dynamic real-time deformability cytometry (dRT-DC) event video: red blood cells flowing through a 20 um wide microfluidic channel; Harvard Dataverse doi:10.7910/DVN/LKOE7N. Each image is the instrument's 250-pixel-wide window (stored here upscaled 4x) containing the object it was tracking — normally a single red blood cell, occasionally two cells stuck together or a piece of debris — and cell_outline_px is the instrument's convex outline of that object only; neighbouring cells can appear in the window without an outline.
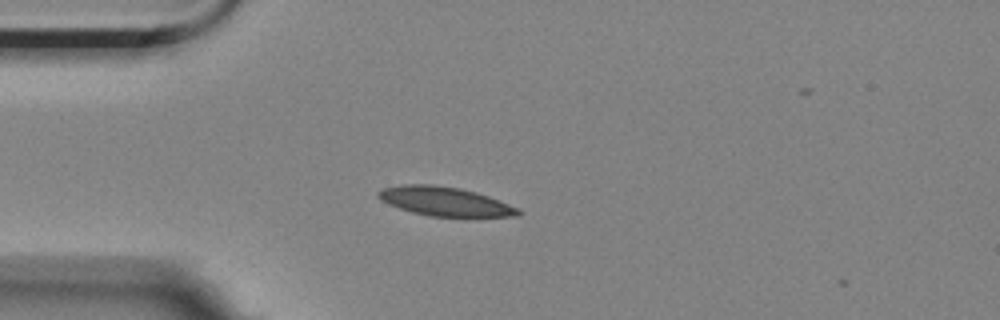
{"species": "Egyptian fruit bat (a non-hibernating species)", "species_latin": "Rousettus aegyptiacus", "temperature_condition": "room temperature", "stored_images_in_passage": 1, "camera_frame_rate_fps": 3000, "um_per_image_px": 0.085, "animal": {"sex": "female"}, "frame": {"image": 1, "passage_image": 1, "time_ms": 0.0, "image_size_px": [1000, 320], "cell_outline_px": [[520, 216], [464, 220], [428, 216], [412, 212], [388, 204], [380, 200], [376, 196], [376, 192], [384, 188], [404, 184], [432, 184], [460, 188], [476, 192], [488, 196], [520, 208]], "centroid_in_image_um": [37.91, 17.18], "position_along_channel_um": 47.1, "area_um2": 24.91}}